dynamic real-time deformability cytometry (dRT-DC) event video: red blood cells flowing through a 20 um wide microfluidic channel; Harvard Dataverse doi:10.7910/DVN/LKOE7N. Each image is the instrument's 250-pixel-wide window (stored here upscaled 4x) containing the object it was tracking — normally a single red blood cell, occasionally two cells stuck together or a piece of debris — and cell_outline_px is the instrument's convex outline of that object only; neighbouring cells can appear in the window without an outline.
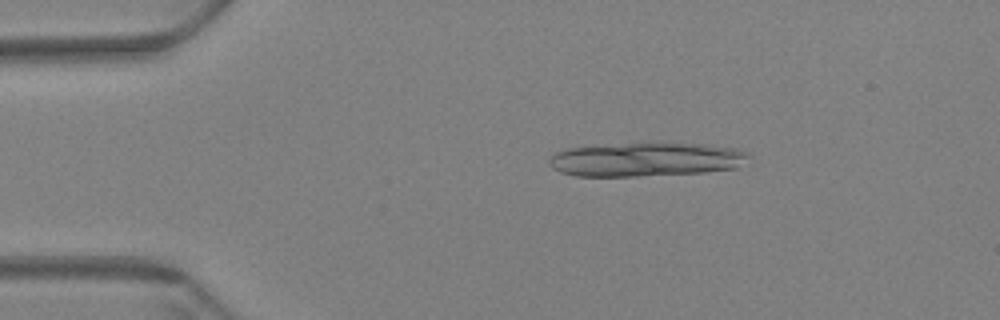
{"species": "Egyptian fruit bat (a non-hibernating species)", "species_latin": "Rousettus aegyptiacus", "temperature_condition": "warm", "stored_images_in_passage": 17, "camera_frame_rate_fps": 3000, "um_per_image_px": 0.085, "animal": {"sex": "female"}, "frame": {"image": 1, "passage_image": 10, "time_ms": 3.0, "image_size_px": [1000, 320], "cell_outline_px": [[752, 156], [736, 168], [704, 172], [636, 176], [576, 176], [560, 172], [552, 168], [548, 164], [548, 160], [556, 152], [564, 148], [628, 144], [708, 144], [736, 148], [748, 152]], "centroid_in_image_um": [54.92, 13.56], "position_along_channel_um": 30.1, "area_um2": 39.13}}